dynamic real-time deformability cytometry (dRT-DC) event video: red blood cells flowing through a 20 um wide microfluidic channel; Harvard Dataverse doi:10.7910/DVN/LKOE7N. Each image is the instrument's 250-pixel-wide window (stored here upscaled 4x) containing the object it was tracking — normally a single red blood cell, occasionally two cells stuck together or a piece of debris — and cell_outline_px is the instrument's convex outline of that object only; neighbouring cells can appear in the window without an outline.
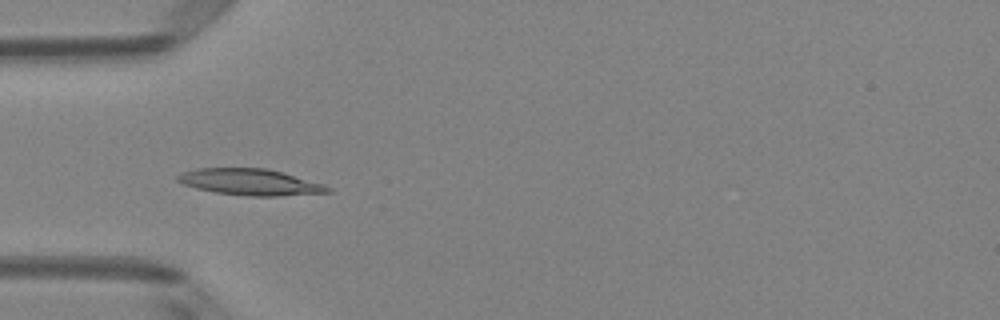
{"species": "Egyptian fruit bat (a non-hibernating species)", "species_latin": "Rousettus aegyptiacus", "temperature_condition": "room temperature", "stored_images_in_passage": 47, "camera_frame_rate_fps": 3000, "um_per_image_px": 0.085, "animal": {"sex": "female"}, "frame": {"image": 1, "passage_image": 16, "time_ms": 5.0, "image_size_px": [1000, 320], "cell_outline_px": [[332, 192], [276, 196], [248, 196], [216, 192], [196, 188], [184, 184], [176, 180], [176, 176], [184, 172], [196, 168], [268, 168], [324, 184], [332, 188]], "centroid_in_image_um": [21.28, 15.47], "position_along_channel_um": 63.7, "area_um2": 22.95}}
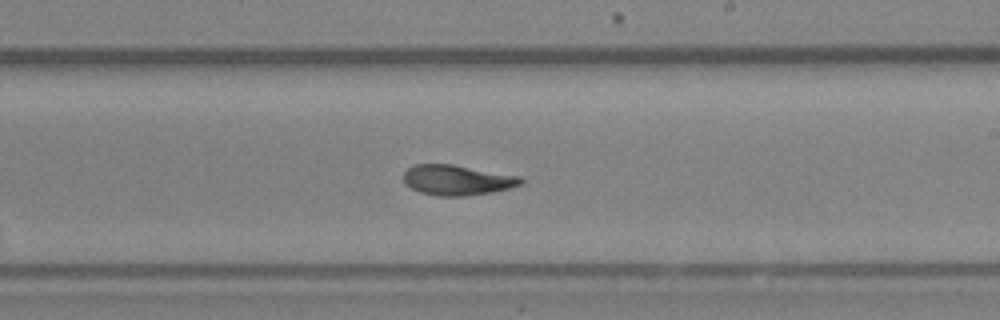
{"frame": {"image": 2, "passage_image": 30, "time_ms": 9.667, "image_size_px": [1000, 320], "cell_outline_px": [[524, 184], [492, 192], [464, 196], [440, 196], [420, 192], [404, 184], [404, 172], [412, 164], [452, 164], [520, 176], [524, 180]], "centroid_in_image_um": [38.86, 15.3], "position_along_channel_um": 250.1, "area_um2": 20.69}}
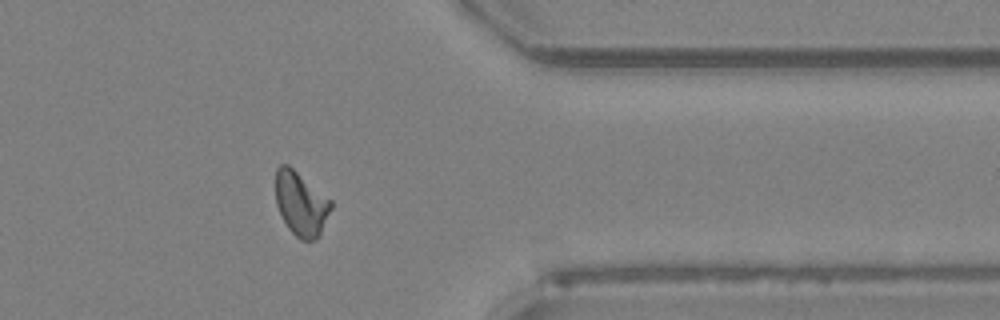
{"frame": {"image": 3, "passage_image": 41, "time_ms": 13.333, "image_size_px": [1000, 320], "cell_outline_px": [[332, 208], [320, 236], [316, 240], [300, 240], [288, 228], [276, 204], [276, 168], [280, 164], [288, 164], [332, 200]], "centroid_in_image_um": [25.6, 17.32], "position_along_channel_um": 385.8, "area_um2": 20.75}}